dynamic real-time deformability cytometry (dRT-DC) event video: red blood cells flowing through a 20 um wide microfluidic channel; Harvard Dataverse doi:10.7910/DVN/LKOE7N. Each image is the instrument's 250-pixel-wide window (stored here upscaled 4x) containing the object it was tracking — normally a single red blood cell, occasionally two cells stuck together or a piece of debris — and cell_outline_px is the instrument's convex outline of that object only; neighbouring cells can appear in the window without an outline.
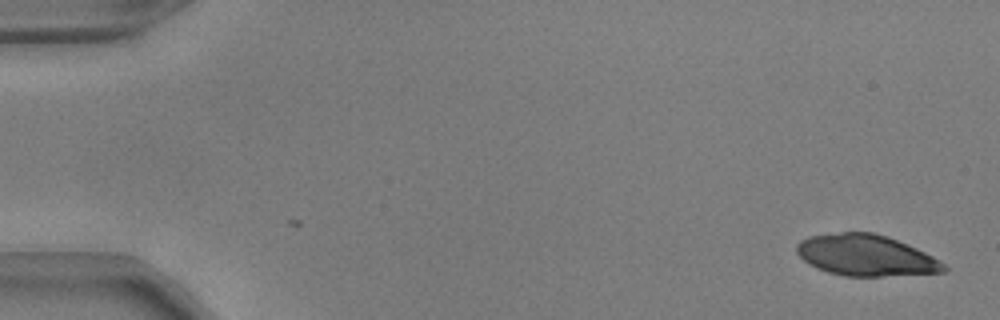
{"species": "common noctule bat (a hibernating species)", "species_latin": "Nyctalus noctula", "temperature_condition": "warm", "stored_images_in_passage": 51, "camera_frame_rate_fps": 3000, "um_per_image_px": 0.085, "animal": {"sex": "male", "body_mass_g": 17.9, "forearm_length_mm": 54.2}, "frame": {"image": 1, "passage_image": 1, "time_ms": 0.0, "image_size_px": [1000, 320], "cell_outline_px": [[948, 268], [944, 272], [880, 276], [844, 276], [828, 272], [816, 268], [804, 260], [796, 252], [796, 244], [800, 240], [808, 236], [840, 232], [872, 232], [888, 236], [916, 248], [940, 260]], "centroid_in_image_um": [73.58, 21.7], "position_along_channel_um": 11.4, "area_um2": 35.26}}
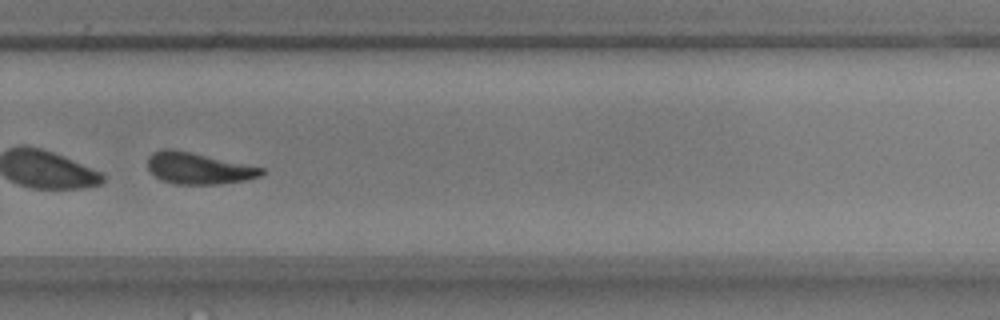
{"frame": {"image": 2, "passage_image": 36, "time_ms": 11.667, "image_size_px": [1000, 320], "cell_outline_px": [[264, 172], [260, 176], [244, 180], [220, 184], [172, 184], [160, 180], [148, 168], [148, 156], [152, 152], [164, 148], [172, 148], [192, 152], [264, 168]], "centroid_in_image_um": [16.82, 14.3], "position_along_channel_um": 313.0, "area_um2": 20.92}, "authors_computed_cell_mechanics": {"area_um2": 22.831, "velocity_mm_per_s": 3.8312, "shape_relaxation_time_tau1_ms": 3.2871, "shape_relaxation_time_tau2_ms": 2.6655, "deformation_change_tau1": 0.1504, "deformation_change_tau2": 0.1224}}